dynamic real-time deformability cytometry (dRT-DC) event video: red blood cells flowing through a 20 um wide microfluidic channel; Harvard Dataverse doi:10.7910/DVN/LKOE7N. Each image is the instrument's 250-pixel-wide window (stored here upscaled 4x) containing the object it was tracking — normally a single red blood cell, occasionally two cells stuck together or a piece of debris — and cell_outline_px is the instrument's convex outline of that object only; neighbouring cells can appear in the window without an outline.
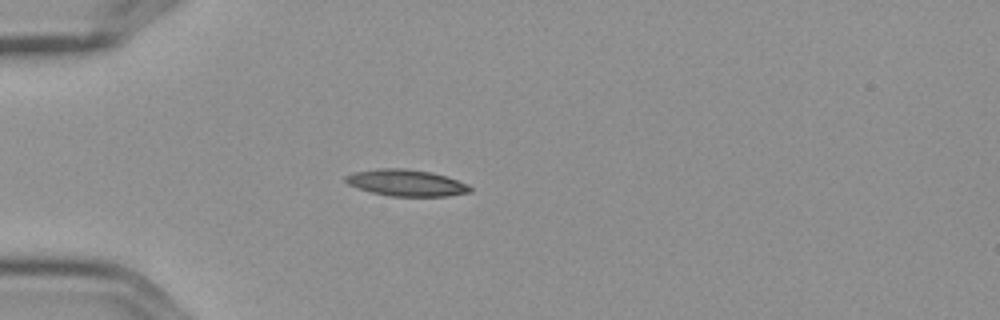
{"species": "Egyptian fruit bat (a non-hibernating species)", "species_latin": "Rousettus aegyptiacus", "temperature_condition": "cold", "stored_images_in_passage": 6, "camera_frame_rate_fps": 3000, "um_per_image_px": 0.085, "frame": {"image": 1, "passage_image": 4, "time_ms": 1.0, "image_size_px": [1000, 320], "cell_outline_px": [[472, 192], [448, 196], [392, 196], [372, 192], [348, 184], [344, 180], [344, 176], [352, 172], [376, 168], [404, 168], [432, 172], [448, 176], [468, 184], [472, 188]], "centroid_in_image_um": [34.56, 15.53], "position_along_channel_um": 50.4, "area_um2": 19.42}}
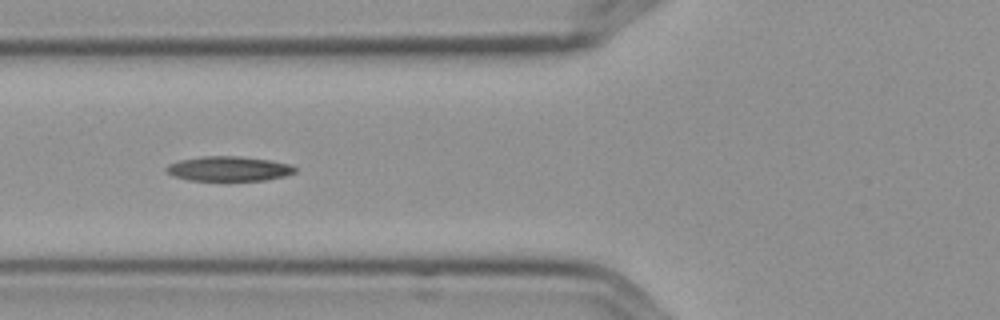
{"frame": {"image": 2, "passage_image": 6, "time_ms": 1.667, "image_size_px": [1000, 320], "cell_outline_px": [[296, 172], [284, 176], [264, 180], [188, 180], [172, 176], [164, 168], [168, 164], [180, 160], [204, 156], [240, 156], [268, 160], [292, 164], [296, 168]], "centroid_in_image_um": [19.43, 14.34], "position_along_channel_um": 106.4, "area_um2": 18.5}}